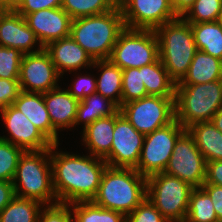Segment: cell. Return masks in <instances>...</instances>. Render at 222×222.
I'll list each match as a JSON object with an SVG mask.
<instances>
[{
    "mask_svg": "<svg viewBox=\"0 0 222 222\" xmlns=\"http://www.w3.org/2000/svg\"><path fill=\"white\" fill-rule=\"evenodd\" d=\"M23 55L17 49L0 46L1 79H19Z\"/></svg>",
    "mask_w": 222,
    "mask_h": 222,
    "instance_id": "cell-35",
    "label": "cell"
},
{
    "mask_svg": "<svg viewBox=\"0 0 222 222\" xmlns=\"http://www.w3.org/2000/svg\"><path fill=\"white\" fill-rule=\"evenodd\" d=\"M118 110L113 101L95 92L79 101L74 126L84 122L85 129L97 119L114 115Z\"/></svg>",
    "mask_w": 222,
    "mask_h": 222,
    "instance_id": "cell-25",
    "label": "cell"
},
{
    "mask_svg": "<svg viewBox=\"0 0 222 222\" xmlns=\"http://www.w3.org/2000/svg\"><path fill=\"white\" fill-rule=\"evenodd\" d=\"M184 222H218L213 202L202 188H193Z\"/></svg>",
    "mask_w": 222,
    "mask_h": 222,
    "instance_id": "cell-30",
    "label": "cell"
},
{
    "mask_svg": "<svg viewBox=\"0 0 222 222\" xmlns=\"http://www.w3.org/2000/svg\"><path fill=\"white\" fill-rule=\"evenodd\" d=\"M7 10L3 7V5L0 3V19L1 17L4 15V13L6 12Z\"/></svg>",
    "mask_w": 222,
    "mask_h": 222,
    "instance_id": "cell-47",
    "label": "cell"
},
{
    "mask_svg": "<svg viewBox=\"0 0 222 222\" xmlns=\"http://www.w3.org/2000/svg\"><path fill=\"white\" fill-rule=\"evenodd\" d=\"M117 4L118 0H62L61 7L73 20L106 13Z\"/></svg>",
    "mask_w": 222,
    "mask_h": 222,
    "instance_id": "cell-31",
    "label": "cell"
},
{
    "mask_svg": "<svg viewBox=\"0 0 222 222\" xmlns=\"http://www.w3.org/2000/svg\"><path fill=\"white\" fill-rule=\"evenodd\" d=\"M61 5L62 0H24L16 12L24 17L42 9L59 8Z\"/></svg>",
    "mask_w": 222,
    "mask_h": 222,
    "instance_id": "cell-40",
    "label": "cell"
},
{
    "mask_svg": "<svg viewBox=\"0 0 222 222\" xmlns=\"http://www.w3.org/2000/svg\"><path fill=\"white\" fill-rule=\"evenodd\" d=\"M217 22L222 26V9L220 11V14L218 15Z\"/></svg>",
    "mask_w": 222,
    "mask_h": 222,
    "instance_id": "cell-48",
    "label": "cell"
},
{
    "mask_svg": "<svg viewBox=\"0 0 222 222\" xmlns=\"http://www.w3.org/2000/svg\"><path fill=\"white\" fill-rule=\"evenodd\" d=\"M13 105L20 110L53 144H59L44 102V93L21 91Z\"/></svg>",
    "mask_w": 222,
    "mask_h": 222,
    "instance_id": "cell-19",
    "label": "cell"
},
{
    "mask_svg": "<svg viewBox=\"0 0 222 222\" xmlns=\"http://www.w3.org/2000/svg\"><path fill=\"white\" fill-rule=\"evenodd\" d=\"M125 28L122 10L117 4L111 11L71 21L70 37L93 60L109 59L118 36Z\"/></svg>",
    "mask_w": 222,
    "mask_h": 222,
    "instance_id": "cell-3",
    "label": "cell"
},
{
    "mask_svg": "<svg viewBox=\"0 0 222 222\" xmlns=\"http://www.w3.org/2000/svg\"><path fill=\"white\" fill-rule=\"evenodd\" d=\"M13 186L15 196L36 200L43 205L58 203L53 187L50 149L24 152L18 160Z\"/></svg>",
    "mask_w": 222,
    "mask_h": 222,
    "instance_id": "cell-5",
    "label": "cell"
},
{
    "mask_svg": "<svg viewBox=\"0 0 222 222\" xmlns=\"http://www.w3.org/2000/svg\"><path fill=\"white\" fill-rule=\"evenodd\" d=\"M201 188L211 198L218 221L222 222V187L214 184H203Z\"/></svg>",
    "mask_w": 222,
    "mask_h": 222,
    "instance_id": "cell-41",
    "label": "cell"
},
{
    "mask_svg": "<svg viewBox=\"0 0 222 222\" xmlns=\"http://www.w3.org/2000/svg\"><path fill=\"white\" fill-rule=\"evenodd\" d=\"M142 81L147 95L175 97L176 83L159 58L152 64L142 66Z\"/></svg>",
    "mask_w": 222,
    "mask_h": 222,
    "instance_id": "cell-26",
    "label": "cell"
},
{
    "mask_svg": "<svg viewBox=\"0 0 222 222\" xmlns=\"http://www.w3.org/2000/svg\"><path fill=\"white\" fill-rule=\"evenodd\" d=\"M178 177L193 188H201L206 179V161L186 129L177 139L164 171Z\"/></svg>",
    "mask_w": 222,
    "mask_h": 222,
    "instance_id": "cell-11",
    "label": "cell"
},
{
    "mask_svg": "<svg viewBox=\"0 0 222 222\" xmlns=\"http://www.w3.org/2000/svg\"><path fill=\"white\" fill-rule=\"evenodd\" d=\"M146 96L148 95L142 81V67L122 70L121 105Z\"/></svg>",
    "mask_w": 222,
    "mask_h": 222,
    "instance_id": "cell-32",
    "label": "cell"
},
{
    "mask_svg": "<svg viewBox=\"0 0 222 222\" xmlns=\"http://www.w3.org/2000/svg\"><path fill=\"white\" fill-rule=\"evenodd\" d=\"M221 9L222 0H195L194 4L188 9L182 18L187 23L217 21Z\"/></svg>",
    "mask_w": 222,
    "mask_h": 222,
    "instance_id": "cell-33",
    "label": "cell"
},
{
    "mask_svg": "<svg viewBox=\"0 0 222 222\" xmlns=\"http://www.w3.org/2000/svg\"><path fill=\"white\" fill-rule=\"evenodd\" d=\"M41 206L45 205L36 200L15 196L0 212V222H38L40 209L43 208Z\"/></svg>",
    "mask_w": 222,
    "mask_h": 222,
    "instance_id": "cell-28",
    "label": "cell"
},
{
    "mask_svg": "<svg viewBox=\"0 0 222 222\" xmlns=\"http://www.w3.org/2000/svg\"><path fill=\"white\" fill-rule=\"evenodd\" d=\"M60 76L44 48L39 52L23 55L19 76L22 91L46 93L59 87L57 81Z\"/></svg>",
    "mask_w": 222,
    "mask_h": 222,
    "instance_id": "cell-14",
    "label": "cell"
},
{
    "mask_svg": "<svg viewBox=\"0 0 222 222\" xmlns=\"http://www.w3.org/2000/svg\"><path fill=\"white\" fill-rule=\"evenodd\" d=\"M211 122L222 132V107L213 115Z\"/></svg>",
    "mask_w": 222,
    "mask_h": 222,
    "instance_id": "cell-46",
    "label": "cell"
},
{
    "mask_svg": "<svg viewBox=\"0 0 222 222\" xmlns=\"http://www.w3.org/2000/svg\"><path fill=\"white\" fill-rule=\"evenodd\" d=\"M154 32L158 39L159 59L170 78L178 84L198 51L190 23L178 17L166 22Z\"/></svg>",
    "mask_w": 222,
    "mask_h": 222,
    "instance_id": "cell-4",
    "label": "cell"
},
{
    "mask_svg": "<svg viewBox=\"0 0 222 222\" xmlns=\"http://www.w3.org/2000/svg\"><path fill=\"white\" fill-rule=\"evenodd\" d=\"M204 184L222 187V160L206 162V179Z\"/></svg>",
    "mask_w": 222,
    "mask_h": 222,
    "instance_id": "cell-42",
    "label": "cell"
},
{
    "mask_svg": "<svg viewBox=\"0 0 222 222\" xmlns=\"http://www.w3.org/2000/svg\"><path fill=\"white\" fill-rule=\"evenodd\" d=\"M0 113L3 117L11 138L1 137L5 141L26 151H42L50 149L53 143L13 104Z\"/></svg>",
    "mask_w": 222,
    "mask_h": 222,
    "instance_id": "cell-15",
    "label": "cell"
},
{
    "mask_svg": "<svg viewBox=\"0 0 222 222\" xmlns=\"http://www.w3.org/2000/svg\"><path fill=\"white\" fill-rule=\"evenodd\" d=\"M158 58V39L154 30L125 27L118 36L109 60L124 70L152 64Z\"/></svg>",
    "mask_w": 222,
    "mask_h": 222,
    "instance_id": "cell-8",
    "label": "cell"
},
{
    "mask_svg": "<svg viewBox=\"0 0 222 222\" xmlns=\"http://www.w3.org/2000/svg\"><path fill=\"white\" fill-rule=\"evenodd\" d=\"M145 135L138 132L118 110L110 153L104 158L110 167L135 168L139 162Z\"/></svg>",
    "mask_w": 222,
    "mask_h": 222,
    "instance_id": "cell-13",
    "label": "cell"
},
{
    "mask_svg": "<svg viewBox=\"0 0 222 222\" xmlns=\"http://www.w3.org/2000/svg\"><path fill=\"white\" fill-rule=\"evenodd\" d=\"M126 222H169L146 197L131 213Z\"/></svg>",
    "mask_w": 222,
    "mask_h": 222,
    "instance_id": "cell-36",
    "label": "cell"
},
{
    "mask_svg": "<svg viewBox=\"0 0 222 222\" xmlns=\"http://www.w3.org/2000/svg\"><path fill=\"white\" fill-rule=\"evenodd\" d=\"M197 50L222 60V26L217 21L190 23Z\"/></svg>",
    "mask_w": 222,
    "mask_h": 222,
    "instance_id": "cell-27",
    "label": "cell"
},
{
    "mask_svg": "<svg viewBox=\"0 0 222 222\" xmlns=\"http://www.w3.org/2000/svg\"><path fill=\"white\" fill-rule=\"evenodd\" d=\"M74 222H126V216L118 211L104 209L92 201L70 203Z\"/></svg>",
    "mask_w": 222,
    "mask_h": 222,
    "instance_id": "cell-29",
    "label": "cell"
},
{
    "mask_svg": "<svg viewBox=\"0 0 222 222\" xmlns=\"http://www.w3.org/2000/svg\"><path fill=\"white\" fill-rule=\"evenodd\" d=\"M193 187L178 177L156 173L147 177V198L169 222H184Z\"/></svg>",
    "mask_w": 222,
    "mask_h": 222,
    "instance_id": "cell-7",
    "label": "cell"
},
{
    "mask_svg": "<svg viewBox=\"0 0 222 222\" xmlns=\"http://www.w3.org/2000/svg\"><path fill=\"white\" fill-rule=\"evenodd\" d=\"M46 207L43 211H40L38 222H74L73 214H71L72 209L69 208V204L56 203Z\"/></svg>",
    "mask_w": 222,
    "mask_h": 222,
    "instance_id": "cell-37",
    "label": "cell"
},
{
    "mask_svg": "<svg viewBox=\"0 0 222 222\" xmlns=\"http://www.w3.org/2000/svg\"><path fill=\"white\" fill-rule=\"evenodd\" d=\"M125 27L155 30L176 15L170 0H118Z\"/></svg>",
    "mask_w": 222,
    "mask_h": 222,
    "instance_id": "cell-12",
    "label": "cell"
},
{
    "mask_svg": "<svg viewBox=\"0 0 222 222\" xmlns=\"http://www.w3.org/2000/svg\"><path fill=\"white\" fill-rule=\"evenodd\" d=\"M44 49L60 75L66 71L90 67L94 63L92 57L70 36L53 41Z\"/></svg>",
    "mask_w": 222,
    "mask_h": 222,
    "instance_id": "cell-18",
    "label": "cell"
},
{
    "mask_svg": "<svg viewBox=\"0 0 222 222\" xmlns=\"http://www.w3.org/2000/svg\"><path fill=\"white\" fill-rule=\"evenodd\" d=\"M93 67H100V78L96 79V92L121 106L122 69L109 59L94 60Z\"/></svg>",
    "mask_w": 222,
    "mask_h": 222,
    "instance_id": "cell-24",
    "label": "cell"
},
{
    "mask_svg": "<svg viewBox=\"0 0 222 222\" xmlns=\"http://www.w3.org/2000/svg\"><path fill=\"white\" fill-rule=\"evenodd\" d=\"M21 91L19 79L0 78V110L12 105Z\"/></svg>",
    "mask_w": 222,
    "mask_h": 222,
    "instance_id": "cell-38",
    "label": "cell"
},
{
    "mask_svg": "<svg viewBox=\"0 0 222 222\" xmlns=\"http://www.w3.org/2000/svg\"><path fill=\"white\" fill-rule=\"evenodd\" d=\"M26 24L39 40V47L70 36L71 17L59 8L42 9L24 16Z\"/></svg>",
    "mask_w": 222,
    "mask_h": 222,
    "instance_id": "cell-16",
    "label": "cell"
},
{
    "mask_svg": "<svg viewBox=\"0 0 222 222\" xmlns=\"http://www.w3.org/2000/svg\"><path fill=\"white\" fill-rule=\"evenodd\" d=\"M147 196V178L135 168L107 166L92 202L104 209L131 213Z\"/></svg>",
    "mask_w": 222,
    "mask_h": 222,
    "instance_id": "cell-2",
    "label": "cell"
},
{
    "mask_svg": "<svg viewBox=\"0 0 222 222\" xmlns=\"http://www.w3.org/2000/svg\"><path fill=\"white\" fill-rule=\"evenodd\" d=\"M185 130L175 119L169 125L145 135L135 169L146 178L164 172L173 153L175 142Z\"/></svg>",
    "mask_w": 222,
    "mask_h": 222,
    "instance_id": "cell-10",
    "label": "cell"
},
{
    "mask_svg": "<svg viewBox=\"0 0 222 222\" xmlns=\"http://www.w3.org/2000/svg\"><path fill=\"white\" fill-rule=\"evenodd\" d=\"M23 153L20 147L0 139V180L13 182L18 160Z\"/></svg>",
    "mask_w": 222,
    "mask_h": 222,
    "instance_id": "cell-34",
    "label": "cell"
},
{
    "mask_svg": "<svg viewBox=\"0 0 222 222\" xmlns=\"http://www.w3.org/2000/svg\"><path fill=\"white\" fill-rule=\"evenodd\" d=\"M187 130L206 162L222 160V132L211 121L194 123Z\"/></svg>",
    "mask_w": 222,
    "mask_h": 222,
    "instance_id": "cell-23",
    "label": "cell"
},
{
    "mask_svg": "<svg viewBox=\"0 0 222 222\" xmlns=\"http://www.w3.org/2000/svg\"><path fill=\"white\" fill-rule=\"evenodd\" d=\"M70 89H67L79 101L96 92V78L90 75L78 76Z\"/></svg>",
    "mask_w": 222,
    "mask_h": 222,
    "instance_id": "cell-39",
    "label": "cell"
},
{
    "mask_svg": "<svg viewBox=\"0 0 222 222\" xmlns=\"http://www.w3.org/2000/svg\"><path fill=\"white\" fill-rule=\"evenodd\" d=\"M222 80V60L197 51L184 78L176 85H194Z\"/></svg>",
    "mask_w": 222,
    "mask_h": 222,
    "instance_id": "cell-22",
    "label": "cell"
},
{
    "mask_svg": "<svg viewBox=\"0 0 222 222\" xmlns=\"http://www.w3.org/2000/svg\"><path fill=\"white\" fill-rule=\"evenodd\" d=\"M39 42L35 33L28 27L24 17L16 11H6L0 19V46L19 50L22 54L39 52L32 50ZM32 50V51H31Z\"/></svg>",
    "mask_w": 222,
    "mask_h": 222,
    "instance_id": "cell-17",
    "label": "cell"
},
{
    "mask_svg": "<svg viewBox=\"0 0 222 222\" xmlns=\"http://www.w3.org/2000/svg\"><path fill=\"white\" fill-rule=\"evenodd\" d=\"M44 102L52 126L59 129L74 127L79 100L60 87L44 93Z\"/></svg>",
    "mask_w": 222,
    "mask_h": 222,
    "instance_id": "cell-20",
    "label": "cell"
},
{
    "mask_svg": "<svg viewBox=\"0 0 222 222\" xmlns=\"http://www.w3.org/2000/svg\"><path fill=\"white\" fill-rule=\"evenodd\" d=\"M170 1L178 17H182L195 2V0H170Z\"/></svg>",
    "mask_w": 222,
    "mask_h": 222,
    "instance_id": "cell-44",
    "label": "cell"
},
{
    "mask_svg": "<svg viewBox=\"0 0 222 222\" xmlns=\"http://www.w3.org/2000/svg\"><path fill=\"white\" fill-rule=\"evenodd\" d=\"M24 0H0V3L7 11H16Z\"/></svg>",
    "mask_w": 222,
    "mask_h": 222,
    "instance_id": "cell-45",
    "label": "cell"
},
{
    "mask_svg": "<svg viewBox=\"0 0 222 222\" xmlns=\"http://www.w3.org/2000/svg\"><path fill=\"white\" fill-rule=\"evenodd\" d=\"M119 111L138 132L147 135L175 120V97L148 95L121 105Z\"/></svg>",
    "mask_w": 222,
    "mask_h": 222,
    "instance_id": "cell-9",
    "label": "cell"
},
{
    "mask_svg": "<svg viewBox=\"0 0 222 222\" xmlns=\"http://www.w3.org/2000/svg\"><path fill=\"white\" fill-rule=\"evenodd\" d=\"M222 107V80L194 85H176L175 119L187 129L211 121Z\"/></svg>",
    "mask_w": 222,
    "mask_h": 222,
    "instance_id": "cell-6",
    "label": "cell"
},
{
    "mask_svg": "<svg viewBox=\"0 0 222 222\" xmlns=\"http://www.w3.org/2000/svg\"><path fill=\"white\" fill-rule=\"evenodd\" d=\"M58 144L50 148L53 187L58 203L92 201L95 197L105 168L103 158L53 152ZM93 157V158H92Z\"/></svg>",
    "mask_w": 222,
    "mask_h": 222,
    "instance_id": "cell-1",
    "label": "cell"
},
{
    "mask_svg": "<svg viewBox=\"0 0 222 222\" xmlns=\"http://www.w3.org/2000/svg\"><path fill=\"white\" fill-rule=\"evenodd\" d=\"M114 128L115 114L97 119L83 129V142L90 155L104 159L110 153Z\"/></svg>",
    "mask_w": 222,
    "mask_h": 222,
    "instance_id": "cell-21",
    "label": "cell"
},
{
    "mask_svg": "<svg viewBox=\"0 0 222 222\" xmlns=\"http://www.w3.org/2000/svg\"><path fill=\"white\" fill-rule=\"evenodd\" d=\"M15 197L13 182L0 180V212Z\"/></svg>",
    "mask_w": 222,
    "mask_h": 222,
    "instance_id": "cell-43",
    "label": "cell"
}]
</instances>
